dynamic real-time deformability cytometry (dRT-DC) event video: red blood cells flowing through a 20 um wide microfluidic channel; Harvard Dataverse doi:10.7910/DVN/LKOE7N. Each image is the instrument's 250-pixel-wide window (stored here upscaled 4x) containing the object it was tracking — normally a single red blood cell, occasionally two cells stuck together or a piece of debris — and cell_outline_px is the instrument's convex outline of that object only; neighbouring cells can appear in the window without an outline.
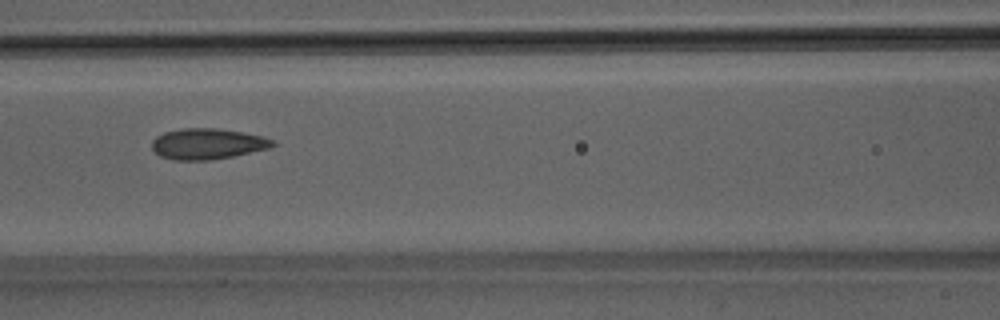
{"species": "Egyptian fruit bat (a non-hibernating species)", "species_latin": "Rousettus aegyptiacus", "temperature_condition": "room temperature", "stored_images_in_passage": 41, "camera_frame_rate_fps": 3000, "um_per_image_px": 0.085, "animal": {"sex": "male"}, "frame": {"image": 1, "passage_image": 13, "time_ms": 4.0, "image_size_px": [1000, 320], "cell_outline_px": [[276, 144], [268, 148], [232, 156], [212, 160], [172, 160], [160, 156], [152, 148], [152, 140], [156, 136], [164, 132], [184, 128], [216, 128], [264, 136], [272, 140]], "centroid_in_image_um": [17.6, 12.23], "position_along_channel_um": 149.0, "area_um2": 21.56}}
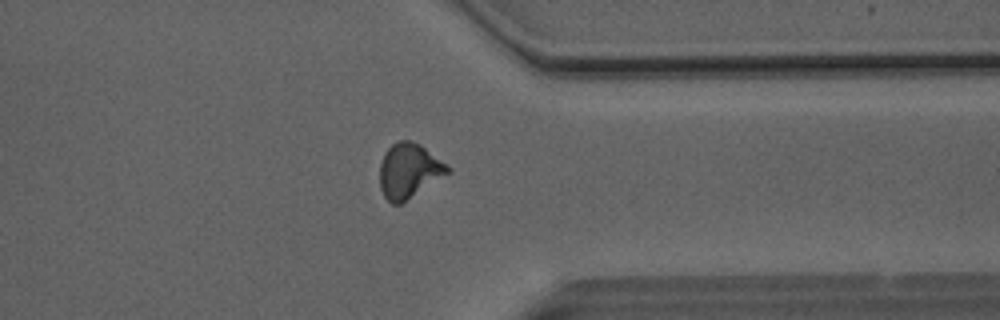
{"frame": {"image": 2, "passage_image": 30, "time_ms": 9.667, "image_size_px": [1000, 320], "cell_outline_px": [[452, 172], [400, 204], [392, 204], [384, 196], [380, 188], [380, 164], [384, 152], [392, 144], [400, 140], [412, 140], [420, 144], [448, 164], [452, 168]], "centroid_in_image_um": [34.79, 14.5], "position_along_channel_um": 376.6, "area_um2": 21.91}}
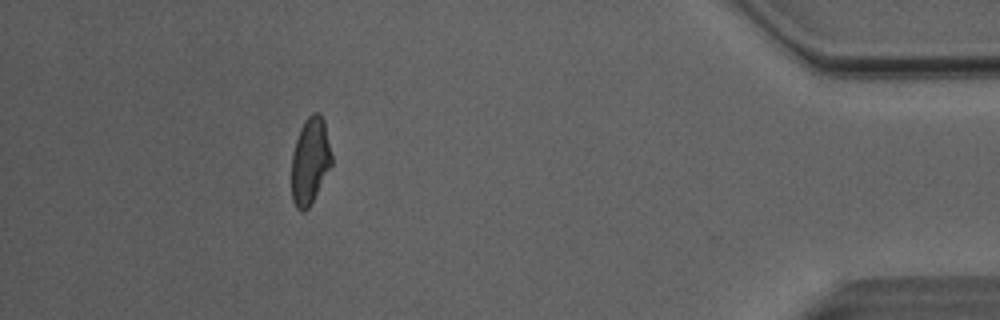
{"frame": {"image": 3, "passage_image": 36, "time_ms": 11.667, "image_size_px": [1000, 320], "cell_outline_px": [[332, 164], [308, 208], [304, 212], [300, 212], [296, 208], [292, 200], [292, 152], [300, 128], [304, 120], [312, 112], [320, 112], [324, 120], [332, 156]], "centroid_in_image_um": [26.35, 13.65], "position_along_channel_um": 408.9, "area_um2": 20.23}, "authors_computed_cell_mechanics": {"area_um2": 20.9814, "velocity_mm_per_s": 4.1042, "shape_relaxation_time_tau1_ms": null, "shape_relaxation_time_tau2_ms": 1.5522, "deformation_change_tau1": null, "deformation_change_tau2": 0.0831}}